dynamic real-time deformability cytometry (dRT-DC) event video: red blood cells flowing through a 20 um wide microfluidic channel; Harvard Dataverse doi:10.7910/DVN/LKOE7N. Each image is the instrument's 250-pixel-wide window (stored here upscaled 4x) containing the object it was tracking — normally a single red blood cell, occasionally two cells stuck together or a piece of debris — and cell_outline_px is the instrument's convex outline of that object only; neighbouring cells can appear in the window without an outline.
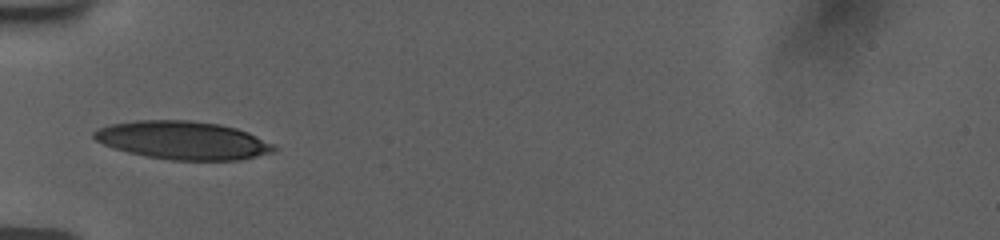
{"species": "human", "species_latin": "Homo sapiens", "temperature_condition": "room temperature", "stored_images_in_passage": 25, "camera_frame_rate_fps": 3000, "um_per_image_px": 0.085, "donor": {"sex": "female"}, "frame": {"image": 1, "passage_image": 1, "time_ms": 0.0, "image_size_px": [1000, 240], "cell_outline_px": [[276, 148], [272, 152], [240, 160], [172, 160], [144, 156], [112, 148], [96, 140], [92, 136], [92, 132], [100, 128], [112, 124], [136, 120], [188, 120], [220, 124], [236, 128], [248, 132], [276, 144]], "centroid_in_image_um": [15.56, 11.92], "position_along_channel_um": 69.4, "area_um2": 40.11}}
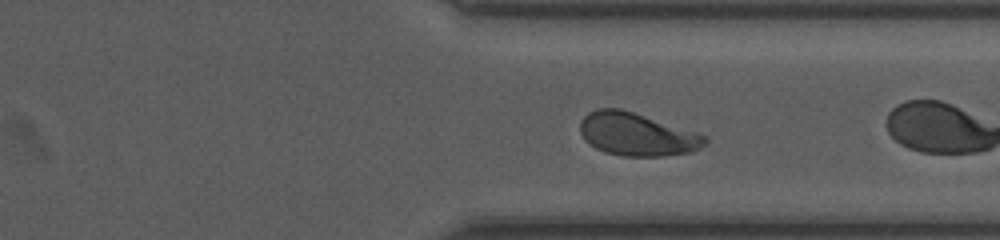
{"frame": {"image": 2, "passage_image": 22, "time_ms": 7.0, "image_size_px": [1000, 240], "cell_outline_px": [[708, 140], [700, 148], [688, 152], [664, 156], [624, 156], [604, 152], [596, 148], [584, 140], [580, 132], [580, 120], [588, 112], [596, 108], [620, 108], [696, 132], [708, 136]], "centroid_in_image_um": [54.1, 11.41], "position_along_channel_um": 357.3, "area_um2": 31.15}}